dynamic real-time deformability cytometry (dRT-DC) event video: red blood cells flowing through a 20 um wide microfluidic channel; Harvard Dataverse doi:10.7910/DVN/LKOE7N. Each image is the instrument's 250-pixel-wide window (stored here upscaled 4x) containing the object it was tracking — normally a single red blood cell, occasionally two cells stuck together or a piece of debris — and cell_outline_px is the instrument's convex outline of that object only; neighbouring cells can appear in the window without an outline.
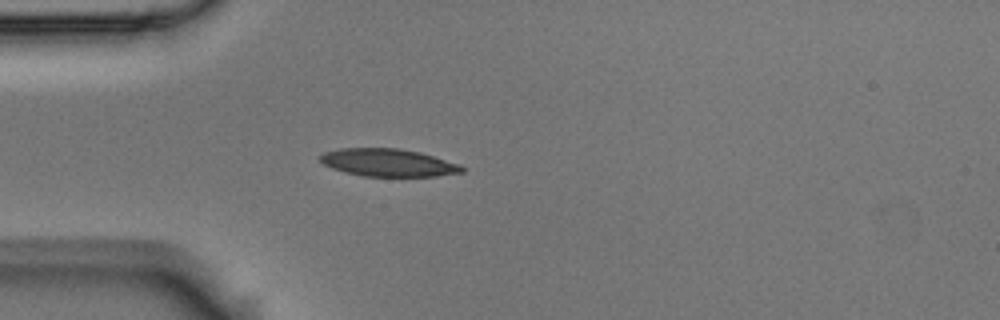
{"species": "Egyptian fruit bat (a non-hibernating species)", "species_latin": "Rousettus aegyptiacus", "temperature_condition": "room temperature", "stored_images_in_passage": 1, "camera_frame_rate_fps": 3000, "um_per_image_px": 0.085, "animal": {"sex": "male"}, "frame": {"image": 1, "passage_image": 1, "time_ms": 0.0, "image_size_px": [1000, 320], "cell_outline_px": [[464, 172], [436, 176], [360, 176], [344, 172], [332, 168], [324, 164], [320, 160], [320, 156], [324, 152], [340, 148], [400, 148], [420, 152], [460, 164], [464, 168]], "centroid_in_image_um": [32.99, 13.82], "position_along_channel_um": 52.0, "area_um2": 22.89}}